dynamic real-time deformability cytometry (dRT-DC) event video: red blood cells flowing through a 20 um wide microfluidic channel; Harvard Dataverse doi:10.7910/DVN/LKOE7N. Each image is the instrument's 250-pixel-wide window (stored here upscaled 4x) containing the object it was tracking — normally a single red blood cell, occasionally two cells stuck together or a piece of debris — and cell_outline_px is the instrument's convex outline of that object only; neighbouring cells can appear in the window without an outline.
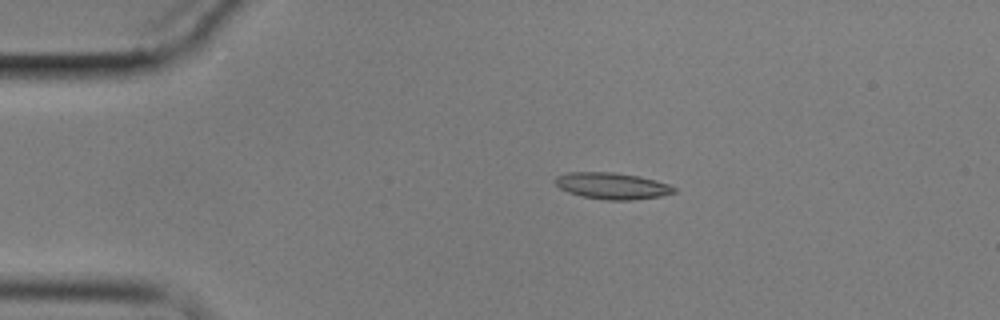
{"species": "common noctule bat (a hibernating species)", "species_latin": "Nyctalus noctula", "temperature_condition": "cold", "stored_images_in_passage": 4, "camera_frame_rate_fps": 3000, "um_per_image_px": 0.085, "animal": {"sex": "male", "body_mass_g": 17.9}, "frame": {"image": 1, "passage_image": 2, "time_ms": 1.333, "image_size_px": [1000, 320], "cell_outline_px": [[676, 192], [660, 196], [632, 200], [608, 200], [584, 196], [568, 192], [560, 188], [556, 184], [556, 176], [568, 172], [612, 172], [640, 176], [668, 184], [676, 188]], "centroid_in_image_um": [52.04, 15.79], "position_along_channel_um": 33.0, "area_um2": 18.15}}
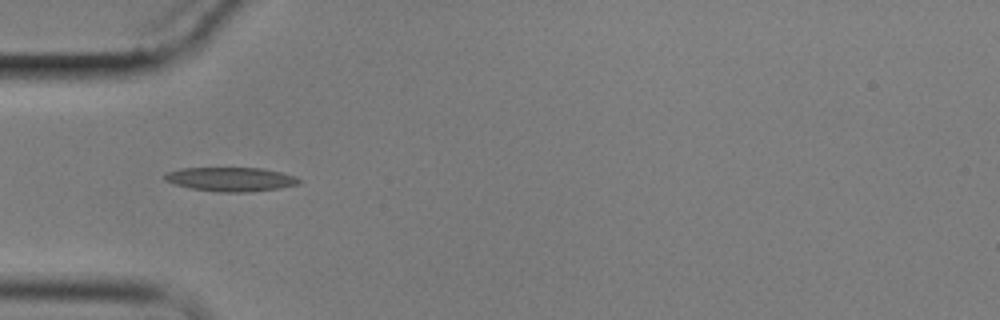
{"frame": {"image": 2, "passage_image": 4, "time_ms": 3.667, "image_size_px": [1000, 320], "cell_outline_px": [[300, 184], [276, 188], [244, 192], [220, 192], [192, 188], [176, 184], [164, 180], [164, 172], [180, 168], [264, 168], [296, 176], [300, 180]], "centroid_in_image_um": [19.59, 15.22], "position_along_channel_um": 65.4, "area_um2": 18.67}}